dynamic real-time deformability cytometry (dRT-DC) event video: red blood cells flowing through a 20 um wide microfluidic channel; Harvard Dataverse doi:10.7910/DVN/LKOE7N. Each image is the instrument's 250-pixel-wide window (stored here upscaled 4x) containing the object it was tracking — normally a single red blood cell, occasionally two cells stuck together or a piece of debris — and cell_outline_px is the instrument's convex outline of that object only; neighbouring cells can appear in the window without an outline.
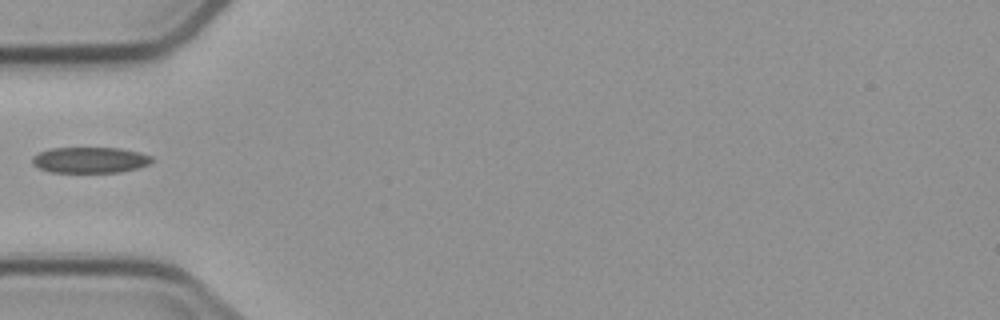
{"species": "common noctule bat (a hibernating species)", "species_latin": "Nyctalus noctula", "temperature_condition": "cold", "stored_images_in_passage": 6, "camera_frame_rate_fps": 3000, "um_per_image_px": 0.085, "animal": {"sex": "male", "body_mass_g": 23.1, "forearm_length_mm": 52.7}, "frame": {"image": 1, "passage_image": 5, "time_ms": 5.667, "image_size_px": [1000, 320], "cell_outline_px": [[152, 160], [148, 164], [140, 168], [120, 172], [52, 172], [40, 168], [32, 164], [32, 156], [40, 152], [52, 148], [120, 148], [140, 152], [152, 156]], "centroid_in_image_um": [7.67, 13.6], "position_along_channel_um": 77.3, "area_um2": 18.03}}
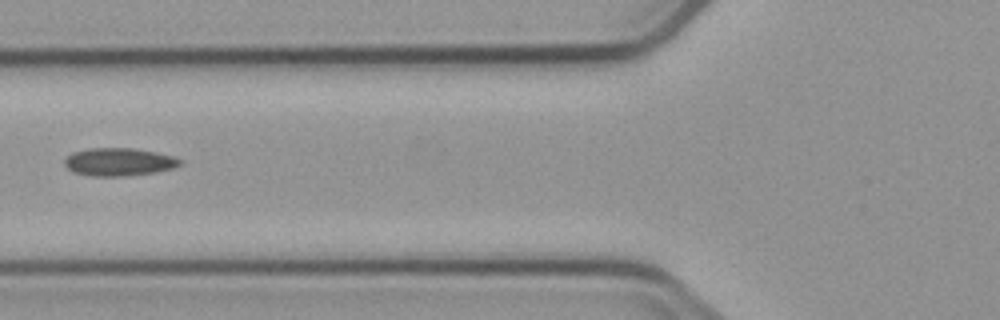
{"frame": {"image": 2, "passage_image": 6, "time_ms": 6.667, "image_size_px": [1000, 320], "cell_outline_px": [[180, 164], [176, 168], [156, 172], [124, 176], [88, 176], [72, 172], [64, 164], [64, 160], [72, 152], [88, 148], [132, 148], [172, 156], [180, 160]], "centroid_in_image_um": [10.06, 13.77], "position_along_channel_um": 115.7, "area_um2": 18.73}}